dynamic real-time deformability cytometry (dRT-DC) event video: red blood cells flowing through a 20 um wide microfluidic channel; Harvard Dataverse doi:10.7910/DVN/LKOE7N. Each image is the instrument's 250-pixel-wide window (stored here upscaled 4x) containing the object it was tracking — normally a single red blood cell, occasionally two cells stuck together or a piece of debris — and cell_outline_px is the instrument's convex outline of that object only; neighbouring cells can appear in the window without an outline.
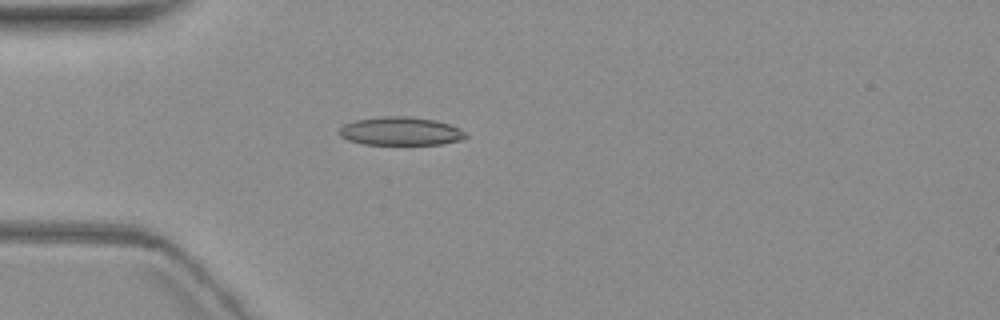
{"species": "common noctule bat (a hibernating species)", "species_latin": "Nyctalus noctula", "temperature_condition": "warm", "stored_images_in_passage": 5, "camera_frame_rate_fps": 3000, "um_per_image_px": 0.085, "animal": {"sex": "female", "body_mass_g": 19.3, "forearm_length_mm": 54.1}, "frame": {"image": 1, "passage_image": 4, "time_ms": 3.667, "image_size_px": [1000, 320], "cell_outline_px": [[468, 136], [460, 140], [440, 144], [364, 144], [348, 140], [340, 136], [340, 128], [344, 124], [356, 120], [384, 116], [408, 116], [436, 120], [460, 128]], "centroid_in_image_um": [34.06, 11.14], "position_along_channel_um": 50.9, "area_um2": 20.75}}